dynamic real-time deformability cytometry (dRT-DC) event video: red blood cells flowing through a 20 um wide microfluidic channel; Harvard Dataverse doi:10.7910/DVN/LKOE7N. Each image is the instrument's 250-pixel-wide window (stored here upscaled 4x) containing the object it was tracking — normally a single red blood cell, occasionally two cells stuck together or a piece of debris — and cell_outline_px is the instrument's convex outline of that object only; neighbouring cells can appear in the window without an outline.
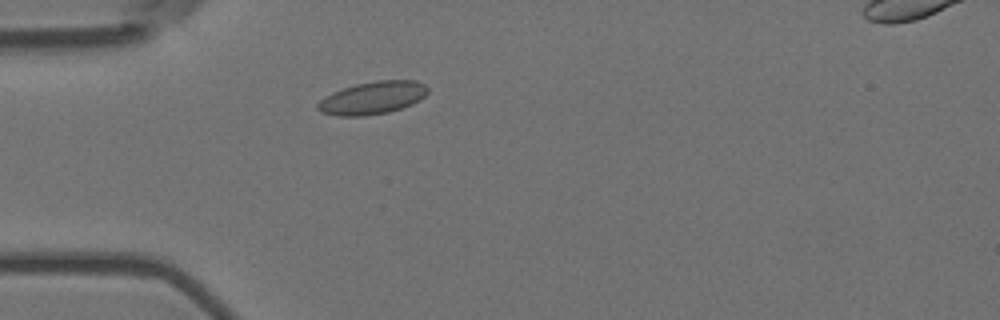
{"species": "Egyptian fruit bat (a non-hibernating species)", "species_latin": "Rousettus aegyptiacus", "temperature_condition": "room temperature", "stored_images_in_passage": 50, "camera_frame_rate_fps": 3000, "um_per_image_px": 0.085, "animal": {"sex": "female"}, "frame": {"image": 1, "passage_image": 10, "time_ms": 3.0, "image_size_px": [1000, 320], "cell_outline_px": [[428, 92], [420, 100], [412, 104], [388, 112], [364, 116], [336, 116], [320, 112], [316, 108], [316, 104], [320, 100], [332, 92], [356, 84], [376, 80], [416, 80], [424, 84], [428, 88]], "centroid_in_image_um": [31.65, 8.32], "position_along_channel_um": 53.3, "area_um2": 21.04}}
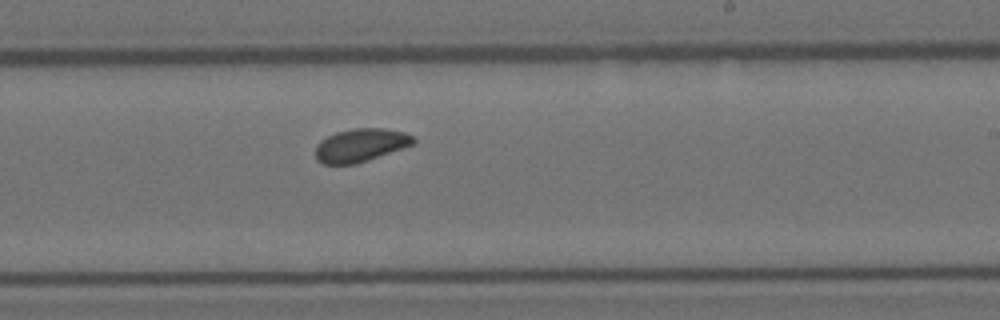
{"frame": {"image": 2, "passage_image": 28, "time_ms": 9.0, "image_size_px": [1000, 320], "cell_outline_px": [[416, 144], [356, 164], [324, 164], [316, 160], [316, 144], [320, 140], [336, 132], [352, 128], [384, 128], [404, 132], [416, 136]], "centroid_in_image_um": [30.69, 12.33], "position_along_channel_um": 258.3, "area_um2": 19.19}}
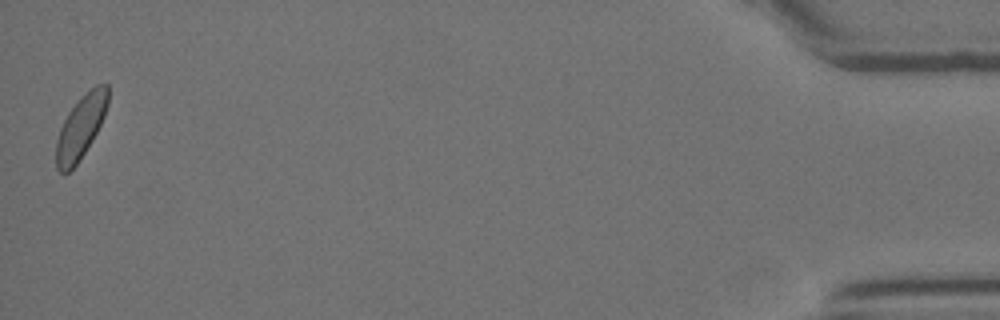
{"frame": {"image": 3, "passage_image": 50, "time_ms": 16.333, "image_size_px": [1000, 320], "cell_outline_px": [[108, 104], [104, 116], [92, 140], [76, 164], [68, 172], [60, 172], [56, 168], [56, 140], [60, 128], [68, 112], [80, 96], [96, 84], [108, 84]], "centroid_in_image_um": [6.86, 10.76], "position_along_channel_um": 428.3, "area_um2": 18.9}, "authors_computed_cell_mechanics": {"area_um2": 19.2763, "velocity_mm_per_s": 3.5667, "shape_relaxation_time_tau1_ms": 3.5993, "shape_relaxation_time_tau2_ms": null, "deformation_change_tau1": 0.045, "deformation_change_tau2": null}}